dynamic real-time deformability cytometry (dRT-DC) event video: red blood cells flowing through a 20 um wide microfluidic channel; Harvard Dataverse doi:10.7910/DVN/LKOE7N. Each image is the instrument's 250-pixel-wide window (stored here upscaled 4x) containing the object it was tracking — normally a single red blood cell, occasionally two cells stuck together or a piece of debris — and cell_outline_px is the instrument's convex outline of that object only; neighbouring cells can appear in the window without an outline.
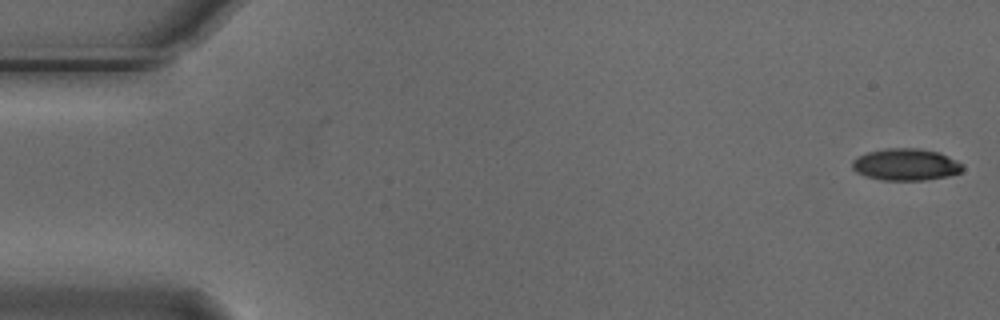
{"species": "Egyptian fruit bat (a non-hibernating species)", "species_latin": "Rousettus aegyptiacus", "temperature_condition": "cold", "stored_images_in_passage": 2, "camera_frame_rate_fps": 3000, "um_per_image_px": 0.085, "animal": {"sex": "male"}, "frame": {"image": 1, "passage_image": 2, "time_ms": 0.333, "image_size_px": [1000, 320], "cell_outline_px": [[964, 168], [960, 172], [948, 176], [924, 180], [880, 180], [864, 176], [856, 172], [852, 168], [852, 160], [856, 156], [868, 152], [884, 148], [916, 148], [936, 152], [948, 156], [964, 164]], "centroid_in_image_um": [76.96, 13.99], "position_along_channel_um": 8.0, "area_um2": 20.63}}